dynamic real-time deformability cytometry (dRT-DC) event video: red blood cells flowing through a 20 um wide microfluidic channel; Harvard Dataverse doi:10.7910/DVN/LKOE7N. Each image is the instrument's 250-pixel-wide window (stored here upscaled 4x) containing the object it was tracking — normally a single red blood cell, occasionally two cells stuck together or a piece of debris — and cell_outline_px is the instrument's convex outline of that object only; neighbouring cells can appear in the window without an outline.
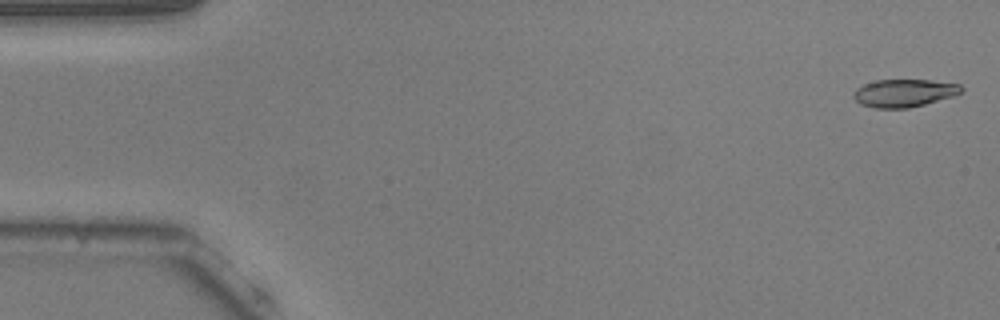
{"species": "common noctule bat (a hibernating species)", "species_latin": "Nyctalus noctula", "temperature_condition": "warm", "stored_images_in_passage": 53, "camera_frame_rate_fps": 3000, "um_per_image_px": 0.085, "animal": {"sex": "male", "body_mass_g": 20.5, "forearm_length_mm": 52.5}, "frame": {"image": 1, "passage_image": 1, "time_ms": 0.0, "image_size_px": [1000, 320], "cell_outline_px": [[964, 88], [956, 96], [908, 108], [876, 108], [860, 104], [852, 96], [852, 92], [856, 88], [864, 84], [876, 80], [932, 80], [960, 84]], "centroid_in_image_um": [76.85, 7.9], "position_along_channel_um": 8.1, "area_um2": 17.57}}
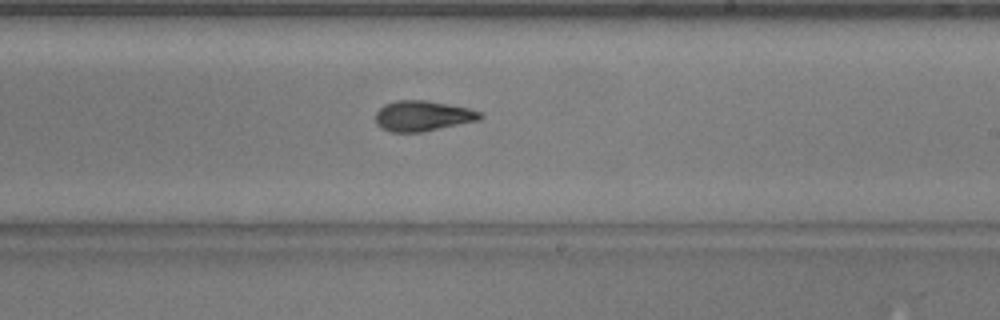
{"frame": {"image": 2, "passage_image": 31, "time_ms": 10.0, "image_size_px": [1000, 320], "cell_outline_px": [[484, 116], [480, 120], [420, 132], [392, 132], [380, 128], [376, 124], [376, 112], [384, 104], [396, 100], [424, 100], [468, 108], [484, 112]], "centroid_in_image_um": [35.93, 9.85], "position_along_channel_um": 253.1, "area_um2": 18.55}}
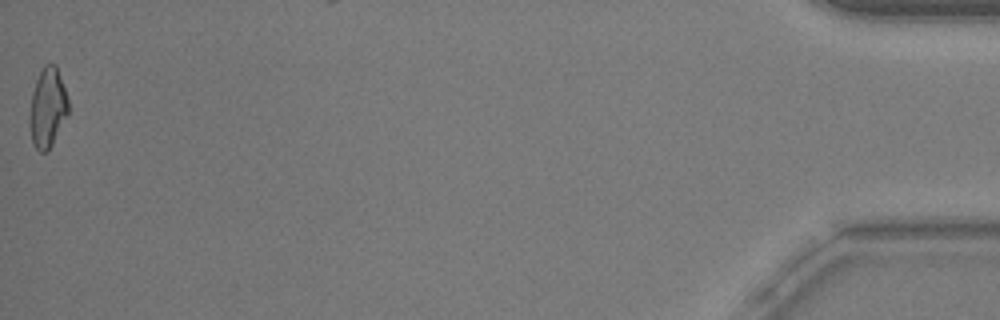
{"frame": {"image": 3, "passage_image": 53, "time_ms": 17.333, "image_size_px": [1000, 320], "cell_outline_px": [[68, 112], [48, 152], [40, 152], [32, 144], [28, 120], [32, 92], [36, 80], [44, 64], [56, 64], [68, 96]], "centroid_in_image_um": [4.03, 9.16], "position_along_channel_um": 431.2, "area_um2": 18.03}, "authors_computed_cell_mechanics": {"area_um2": 18.207, "velocity_mm_per_s": 3.8086, "shape_relaxation_time_tau1_ms": 4.3164, "shape_relaxation_time_tau2_ms": 2.4271, "deformation_change_tau1": 0.1757, "deformation_change_tau2": 0.1035}}